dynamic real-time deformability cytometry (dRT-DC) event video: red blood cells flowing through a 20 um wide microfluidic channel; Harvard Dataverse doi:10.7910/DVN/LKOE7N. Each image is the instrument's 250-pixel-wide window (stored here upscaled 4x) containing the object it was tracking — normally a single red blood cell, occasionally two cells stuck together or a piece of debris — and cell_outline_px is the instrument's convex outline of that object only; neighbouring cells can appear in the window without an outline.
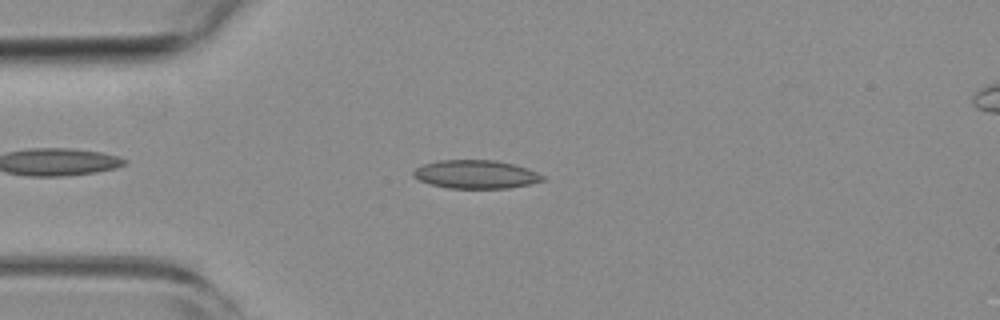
{"species": "common noctule bat (a hibernating species)", "species_latin": "Nyctalus noctula", "temperature_condition": "room temperature", "stored_images_in_passage": 48, "camera_frame_rate_fps": 3000, "um_per_image_px": 0.085, "animal": {"sex": "female", "body_mass_g": 19.3, "forearm_length_mm": 54.1}, "frame": {"image": 1, "passage_image": 9, "time_ms": 2.667, "image_size_px": [1000, 320], "cell_outline_px": [[548, 180], [508, 188], [448, 188], [428, 184], [412, 176], [412, 172], [416, 168], [424, 164], [440, 160], [496, 160], [528, 168], [544, 176]], "centroid_in_image_um": [40.45, 14.82], "position_along_channel_um": 44.6, "area_um2": 21.44}}
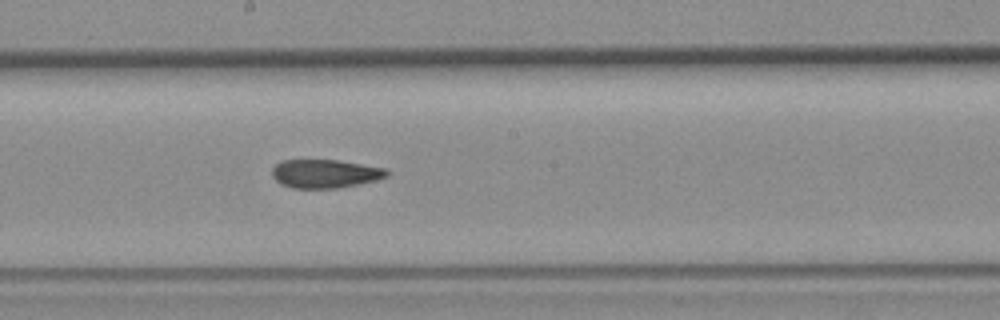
{"frame": {"image": 2, "passage_image": 24, "time_ms": 7.667, "image_size_px": [1000, 320], "cell_outline_px": [[392, 172], [388, 176], [376, 180], [336, 188], [292, 188], [280, 184], [272, 176], [272, 168], [280, 160], [336, 160], [388, 168]], "centroid_in_image_um": [27.65, 14.75], "position_along_channel_um": 220.6, "area_um2": 19.19}}
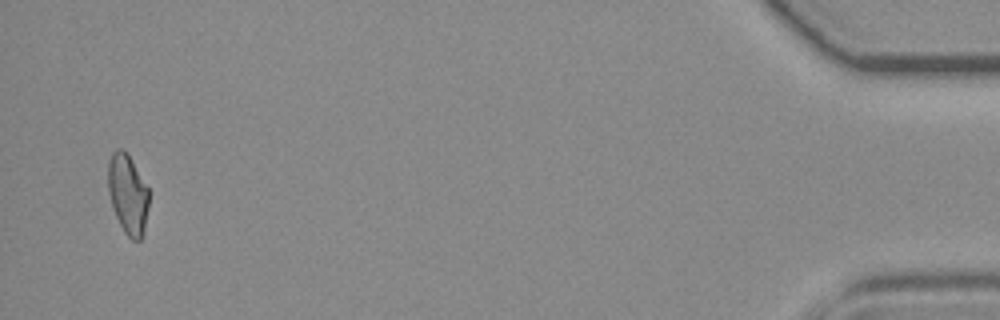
{"frame": {"image": 3, "passage_image": 47, "time_ms": 15.333, "image_size_px": [1000, 320], "cell_outline_px": [[148, 208], [144, 232], [140, 240], [132, 240], [124, 232], [116, 216], [108, 192], [108, 164], [112, 152], [116, 148], [124, 148], [148, 188]], "centroid_in_image_um": [10.86, 16.49], "position_along_channel_um": 424.3, "area_um2": 18.84}, "authors_computed_cell_mechanics": {"area_um2": 19.9121, "velocity_mm_per_s": 3.8642, "shape_relaxation_time_tau1_ms": null, "shape_relaxation_time_tau2_ms": 2.6194, "deformation_change_tau1": null, "deformation_change_tau2": 0.0896}}